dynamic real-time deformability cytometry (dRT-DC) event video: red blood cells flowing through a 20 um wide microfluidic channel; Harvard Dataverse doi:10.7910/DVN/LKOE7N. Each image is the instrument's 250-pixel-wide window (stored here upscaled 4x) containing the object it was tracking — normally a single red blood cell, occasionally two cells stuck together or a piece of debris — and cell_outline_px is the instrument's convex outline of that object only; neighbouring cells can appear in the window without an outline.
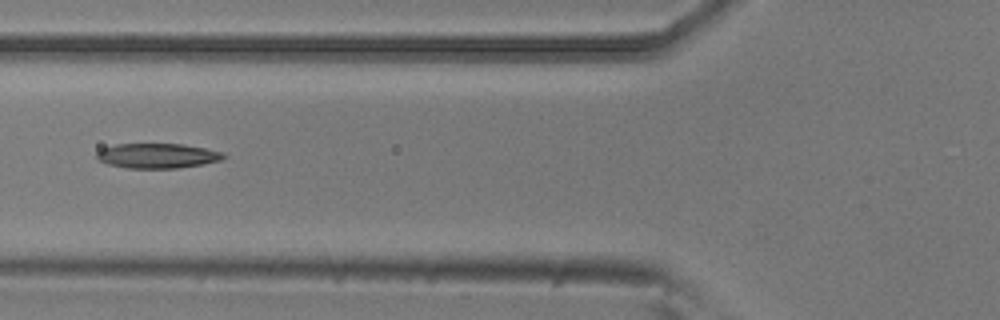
{"species": "common noctule bat (a hibernating species)", "species_latin": "Nyctalus noctula", "temperature_condition": "room temperature", "stored_images_in_passage": 9, "camera_frame_rate_fps": 3000, "um_per_image_px": 0.085, "animal": {"sex": "male", "body_mass_g": 20.5, "forearm_length_mm": 52.5}, "frame": {"image": 1, "passage_image": 6, "time_ms": 1.667, "image_size_px": [1000, 320], "cell_outline_px": [[228, 156], [220, 160], [204, 164], [176, 168], [128, 168], [108, 164], [100, 160], [96, 156], [96, 152], [100, 148], [116, 144], [184, 144], [224, 152]], "centroid_in_image_um": [13.39, 13.23], "position_along_channel_um": 112.4, "area_um2": 18.44}}
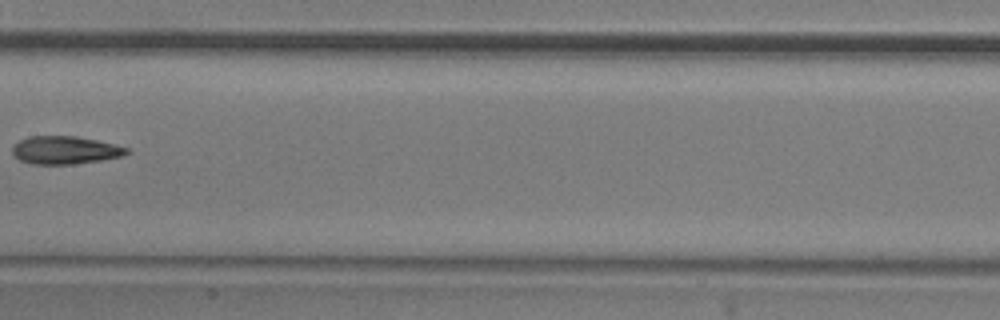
{"frame": {"image": 2, "passage_image": 8, "time_ms": 2.333, "image_size_px": [1000, 320], "cell_outline_px": [[128, 152], [124, 156], [100, 160], [72, 164], [32, 164], [20, 160], [12, 152], [12, 148], [20, 140], [28, 136], [76, 136], [96, 140], [128, 148]], "centroid_in_image_um": [5.52, 12.76], "position_along_channel_um": 201.9, "area_um2": 18.38}}
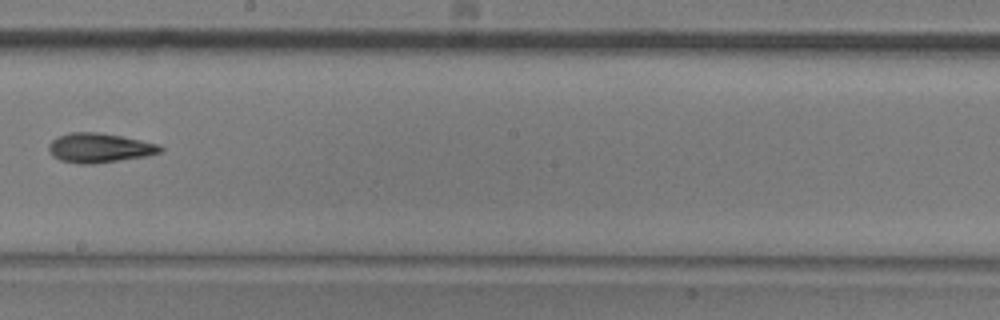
{"frame": {"image": 3, "passage_image": 9, "time_ms": 2.667, "image_size_px": [1000, 320], "cell_outline_px": [[164, 148], [160, 152], [144, 156], [120, 160], [92, 164], [76, 164], [60, 160], [52, 156], [48, 148], [48, 144], [52, 140], [60, 136], [72, 132], [96, 132], [120, 136], [140, 140], [156, 144]], "centroid_in_image_um": [8.4, 12.58], "position_along_channel_um": 239.8, "area_um2": 18.9}}